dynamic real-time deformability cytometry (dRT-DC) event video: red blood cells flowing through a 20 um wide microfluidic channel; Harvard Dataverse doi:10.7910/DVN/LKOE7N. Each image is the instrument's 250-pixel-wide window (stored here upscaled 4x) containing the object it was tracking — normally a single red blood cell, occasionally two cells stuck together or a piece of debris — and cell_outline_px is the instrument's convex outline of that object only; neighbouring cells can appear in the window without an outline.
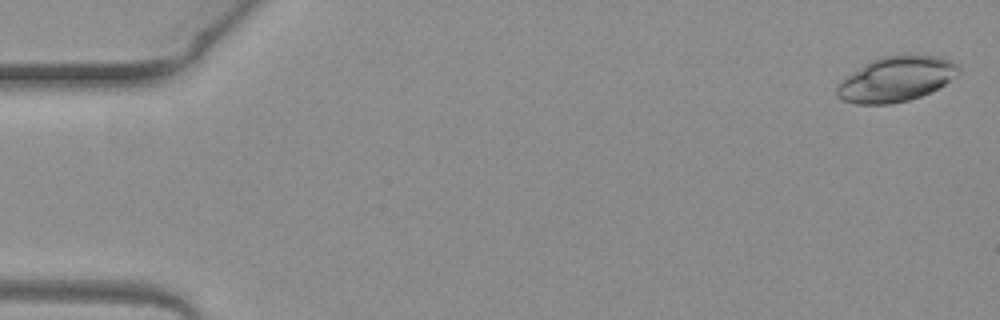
{"species": "common noctule bat (a hibernating species)", "species_latin": "Nyctalus noctula", "temperature_condition": "warm", "stored_images_in_passage": 4, "camera_frame_rate_fps": 3000, "um_per_image_px": 0.085, "animal": {"sex": "female", "body_mass_g": 19.3, "forearm_length_mm": 54.1}, "frame": {"image": 1, "passage_image": 1, "time_ms": 0.0, "image_size_px": [1000, 320], "cell_outline_px": [[960, 76], [920, 96], [908, 100], [892, 104], [856, 104], [840, 100], [836, 96], [836, 84], [864, 64], [880, 56], [940, 56], [960, 64]], "centroid_in_image_um": [76.17, 6.73], "position_along_channel_um": 8.8, "area_um2": 31.96}}